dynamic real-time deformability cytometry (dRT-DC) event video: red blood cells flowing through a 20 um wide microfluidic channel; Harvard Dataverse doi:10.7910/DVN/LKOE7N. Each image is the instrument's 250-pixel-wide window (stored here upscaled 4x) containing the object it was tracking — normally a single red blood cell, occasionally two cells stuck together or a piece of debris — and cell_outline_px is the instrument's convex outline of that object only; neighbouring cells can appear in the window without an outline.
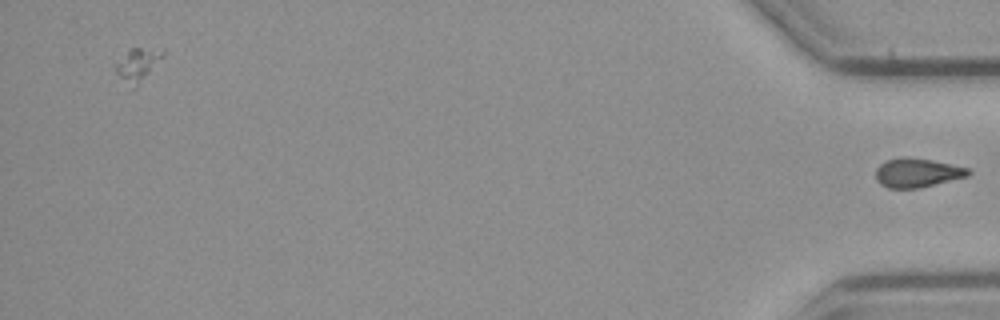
{"species": "common noctule bat (a hibernating species)", "species_latin": "Nyctalus noctula", "temperature_condition": "cold", "stored_images_in_passage": 43, "camera_frame_rate_fps": 3000, "um_per_image_px": 0.085, "animal": {"sex": "male", "body_mass_g": 23.1, "forearm_length_mm": 52.7}, "frame": {"image": 1, "passage_image": 43, "time_ms": 14.0, "image_size_px": [1000, 320], "cell_outline_px": [[972, 172], [968, 176], [920, 188], [888, 188], [880, 184], [876, 180], [876, 168], [880, 164], [888, 160], [904, 156], [908, 156], [932, 160], [968, 168]], "centroid_in_image_um": [77.95, 14.68], "position_along_channel_um": 357.2, "area_um2": 15.72}}